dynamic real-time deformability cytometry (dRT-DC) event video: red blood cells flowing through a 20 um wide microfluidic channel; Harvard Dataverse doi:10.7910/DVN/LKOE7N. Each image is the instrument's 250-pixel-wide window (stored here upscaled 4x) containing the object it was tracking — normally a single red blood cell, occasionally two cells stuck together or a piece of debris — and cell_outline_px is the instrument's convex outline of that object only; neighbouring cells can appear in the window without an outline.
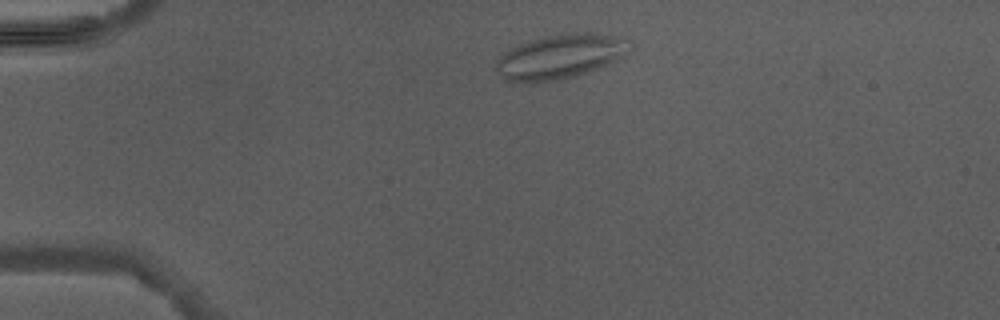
{"species": "Egyptian fruit bat (a non-hibernating species)", "species_latin": "Rousettus aegyptiacus", "temperature_condition": "warm", "stored_images_in_passage": 2, "camera_frame_rate_fps": 3000, "um_per_image_px": 0.085, "animal": {"sex": "male"}, "frame": {"image": 1, "passage_image": 1, "time_ms": 0.0, "image_size_px": [1000, 320], "cell_outline_px": [[620, 56], [616, 60], [588, 72], [572, 76], [552, 80], [504, 80], [496, 72], [496, 60], [508, 48], [528, 40], [548, 36], [588, 32], [612, 36], [620, 40]], "centroid_in_image_um": [47.39, 4.81], "position_along_channel_um": 37.6, "area_um2": 32.54}}